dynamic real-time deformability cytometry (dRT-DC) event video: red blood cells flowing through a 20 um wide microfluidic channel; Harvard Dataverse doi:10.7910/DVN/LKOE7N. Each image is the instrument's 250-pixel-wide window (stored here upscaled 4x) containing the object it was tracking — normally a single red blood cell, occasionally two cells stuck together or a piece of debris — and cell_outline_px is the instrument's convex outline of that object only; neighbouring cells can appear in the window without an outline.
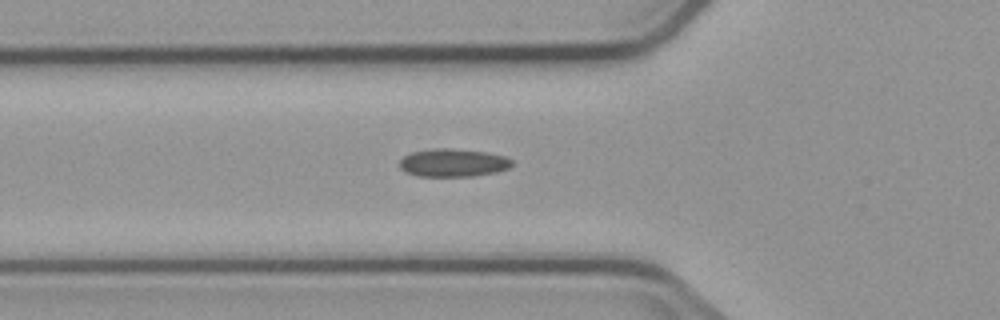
{"species": "common noctule bat (a hibernating species)", "species_latin": "Nyctalus noctula", "temperature_condition": "cold", "stored_images_in_passage": 2, "camera_frame_rate_fps": 3000, "um_per_image_px": 0.085, "animal": {"sex": "male", "body_mass_g": 23.1, "forearm_length_mm": 52.7}, "frame": {"image": 1, "passage_image": 2, "time_ms": 2.0, "image_size_px": [1000, 320], "cell_outline_px": [[512, 164], [508, 168], [496, 172], [472, 176], [416, 176], [404, 172], [400, 168], [400, 160], [404, 156], [412, 152], [436, 148], [448, 148], [488, 152], [504, 156], [512, 160]], "centroid_in_image_um": [38.49, 13.84], "position_along_channel_um": 87.3, "area_um2": 18.32}}